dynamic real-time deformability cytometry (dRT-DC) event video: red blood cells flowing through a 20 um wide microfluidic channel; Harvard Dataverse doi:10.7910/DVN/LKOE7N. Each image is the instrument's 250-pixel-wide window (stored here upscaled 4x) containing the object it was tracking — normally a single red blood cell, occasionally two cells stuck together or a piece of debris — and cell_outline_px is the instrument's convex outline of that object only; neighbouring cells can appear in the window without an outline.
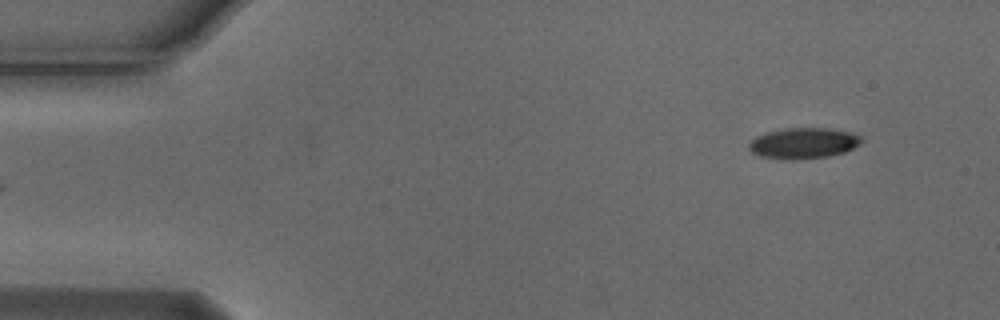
{"species": "Egyptian fruit bat (a non-hibernating species)", "species_latin": "Rousettus aegyptiacus", "temperature_condition": "cold", "stored_images_in_passage": 5, "segment_of_instrument_passage": [2, 2], "camera_frame_rate_fps": 3000, "um_per_image_px": 0.085, "animal": {"sex": "male"}, "frame": {"image": 1, "passage_image": 5, "time_ms": 1.333, "image_size_px": [1000, 320], "cell_outline_px": [[864, 140], [860, 144], [844, 152], [828, 156], [796, 160], [784, 160], [760, 156], [752, 152], [748, 148], [748, 144], [756, 136], [768, 132], [784, 128], [828, 128], [852, 132], [860, 136]], "centroid_in_image_um": [68.29, 12.17], "position_along_channel_um": 16.7, "area_um2": 20.35}}